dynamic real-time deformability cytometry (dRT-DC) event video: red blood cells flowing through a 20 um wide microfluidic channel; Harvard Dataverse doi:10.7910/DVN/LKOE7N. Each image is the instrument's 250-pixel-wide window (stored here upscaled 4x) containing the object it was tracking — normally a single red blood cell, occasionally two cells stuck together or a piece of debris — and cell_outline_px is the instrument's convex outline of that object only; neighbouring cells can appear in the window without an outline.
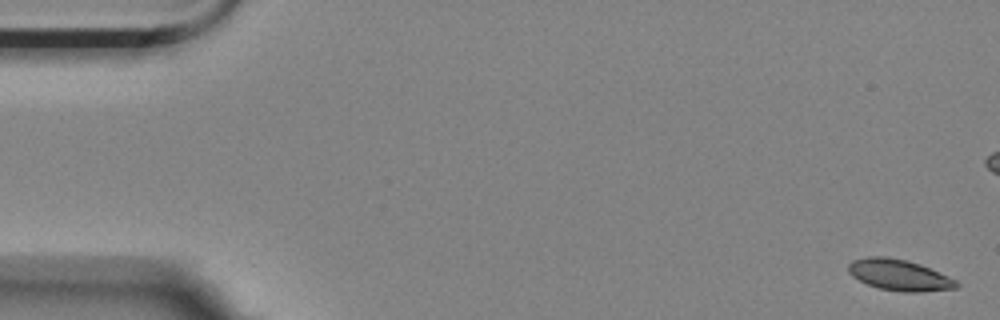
{"species": "Egyptian fruit bat (a non-hibernating species)", "species_latin": "Rousettus aegyptiacus", "temperature_condition": "room temperature", "stored_images_in_passage": 7, "camera_frame_rate_fps": 3000, "um_per_image_px": 0.085, "animal": {"sex": "female"}, "frame": {"image": 1, "passage_image": 1, "time_ms": 0.0, "image_size_px": [1000, 320], "cell_outline_px": [[960, 284], [956, 288], [920, 292], [904, 292], [880, 288], [868, 284], [852, 276], [848, 272], [848, 264], [852, 260], [868, 256], [884, 256], [904, 260], [920, 264], [948, 276], [956, 280]], "centroid_in_image_um": [76.43, 23.37], "position_along_channel_um": 8.6, "area_um2": 19.42}}
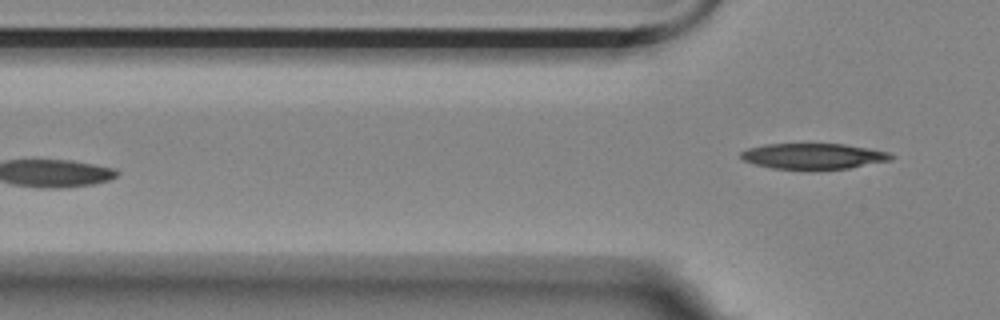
{"frame": {"image": 2, "passage_image": 7, "time_ms": 2.0, "image_size_px": [1000, 320], "cell_outline_px": [[896, 156], [892, 160], [848, 168], [772, 168], [756, 164], [744, 160], [740, 156], [740, 152], [748, 148], [764, 144], [844, 144], [868, 148], [888, 152]], "centroid_in_image_um": [69.16, 13.25], "position_along_channel_um": 56.6, "area_um2": 22.08}}